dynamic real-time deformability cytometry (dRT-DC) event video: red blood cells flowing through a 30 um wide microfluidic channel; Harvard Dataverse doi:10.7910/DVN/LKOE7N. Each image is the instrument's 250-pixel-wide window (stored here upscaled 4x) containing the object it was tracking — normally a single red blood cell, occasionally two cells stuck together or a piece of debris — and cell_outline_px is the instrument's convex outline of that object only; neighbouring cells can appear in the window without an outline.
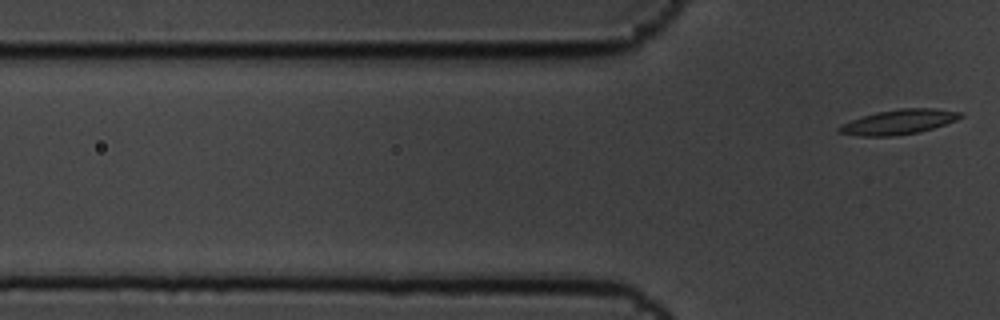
{"species": "common noctule bat (a hibernating species)", "species_latin": "Nyctalus noctula", "temperature_condition": "cold", "stored_images_in_passage": 8, "camera_frame_rate_fps": 3000, "um_per_image_px": 0.085, "animal": {"sex": "male", "body_mass_g": 19.5, "forearm_length_mm": 54.6}, "frame": {"image": 1, "passage_image": 8, "time_ms": 2.333, "image_size_px": [1000, 320], "cell_outline_px": [[964, 116], [956, 120], [920, 132], [896, 136], [860, 136], [836, 132], [836, 128], [852, 120], [876, 112], [900, 108], [936, 108], [960, 112]], "centroid_in_image_um": [76.4, 10.37], "position_along_channel_um": 49.4, "area_um2": 17.46}}